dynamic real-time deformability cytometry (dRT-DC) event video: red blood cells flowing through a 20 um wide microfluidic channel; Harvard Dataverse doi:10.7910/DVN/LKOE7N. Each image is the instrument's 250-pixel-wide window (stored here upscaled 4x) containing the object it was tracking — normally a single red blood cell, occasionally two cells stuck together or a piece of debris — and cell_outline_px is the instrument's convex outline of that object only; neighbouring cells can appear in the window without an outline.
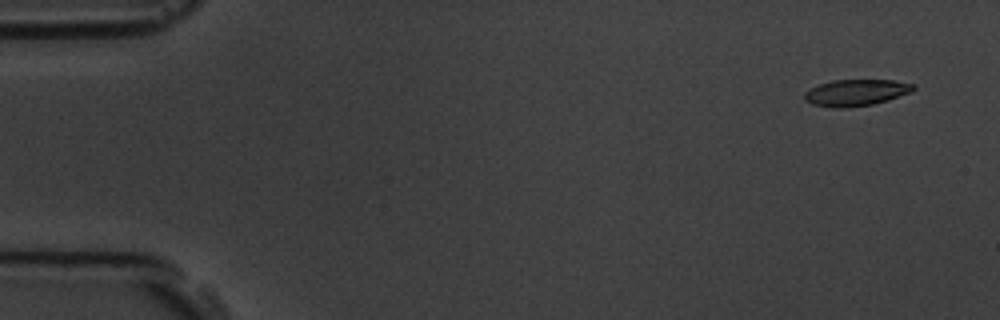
{"species": "common noctule bat (a hibernating species)", "species_latin": "Nyctalus noctula", "temperature_condition": "room temperature", "stored_images_in_passage": 7, "camera_frame_rate_fps": 3000, "um_per_image_px": 0.085, "animal": {"sex": "male", "body_mass_g": 19.5, "forearm_length_mm": 54.6}, "frame": {"image": 1, "passage_image": 2, "time_ms": 1.0, "image_size_px": [1000, 320], "cell_outline_px": [[916, 88], [912, 92], [888, 100], [872, 104], [844, 108], [832, 108], [812, 104], [804, 100], [804, 92], [820, 84], [832, 80], [892, 80], [916, 84]], "centroid_in_image_um": [72.78, 7.87], "position_along_channel_um": 12.2, "area_um2": 16.88}}
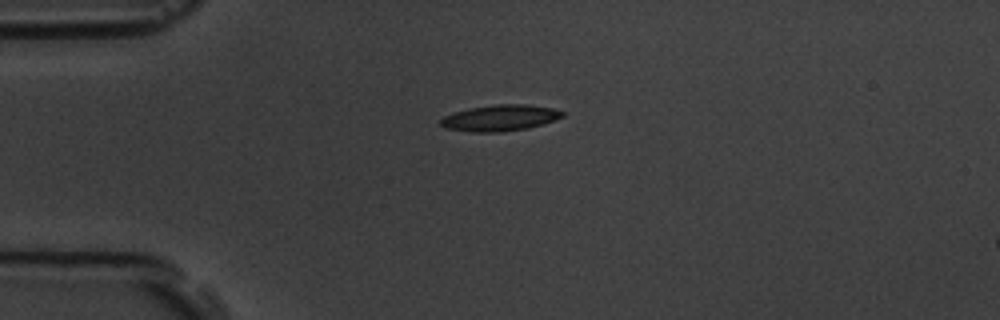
{"frame": {"image": 2, "passage_image": 5, "time_ms": 4.667, "image_size_px": [1000, 320], "cell_outline_px": [[564, 116], [556, 120], [544, 124], [528, 128], [504, 132], [472, 132], [444, 128], [440, 124], [440, 120], [444, 116], [452, 112], [468, 108], [492, 104], [524, 104], [552, 108], [564, 112]], "centroid_in_image_um": [42.49, 10.02], "position_along_channel_um": 42.5, "area_um2": 18.84}}